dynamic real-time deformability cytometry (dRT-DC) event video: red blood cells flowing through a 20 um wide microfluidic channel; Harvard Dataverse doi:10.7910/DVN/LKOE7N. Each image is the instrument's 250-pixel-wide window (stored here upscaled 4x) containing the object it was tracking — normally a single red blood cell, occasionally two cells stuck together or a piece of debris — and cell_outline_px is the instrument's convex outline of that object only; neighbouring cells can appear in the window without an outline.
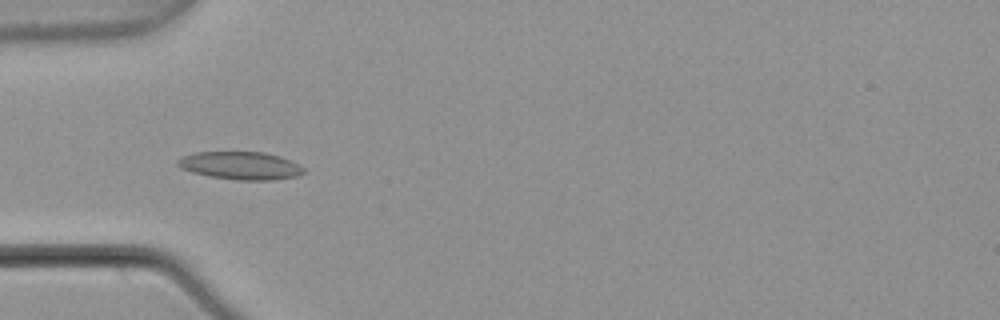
{"species": "common noctule bat (a hibernating species)", "species_latin": "Nyctalus noctula", "temperature_condition": "warm", "stored_images_in_passage": 7, "camera_frame_rate_fps": 3000, "um_per_image_px": 0.085, "animal": {"sex": "male", "body_mass_g": 21.5, "forearm_length_mm": 52.0}, "frame": {"image": 1, "passage_image": 5, "time_ms": 1.333, "image_size_px": [1000, 320], "cell_outline_px": [[304, 172], [296, 176], [272, 180], [236, 180], [208, 176], [192, 172], [180, 168], [176, 164], [176, 160], [184, 156], [196, 152], [264, 152], [280, 156], [300, 164], [304, 168]], "centroid_in_image_um": [20.44, 14.07], "position_along_channel_um": 64.6, "area_um2": 20.52}}
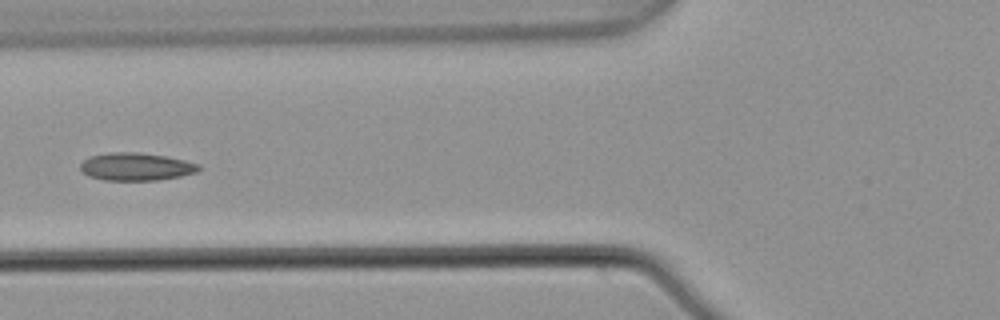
{"frame": {"image": 2, "passage_image": 6, "time_ms": 1.667, "image_size_px": [1000, 320], "cell_outline_px": [[200, 168], [196, 172], [180, 176], [156, 180], [104, 180], [88, 176], [80, 168], [80, 164], [88, 156], [108, 152], [136, 152], [164, 156], [184, 160], [200, 164]], "centroid_in_image_um": [11.53, 14.16], "position_along_channel_um": 114.3, "area_um2": 19.07}}
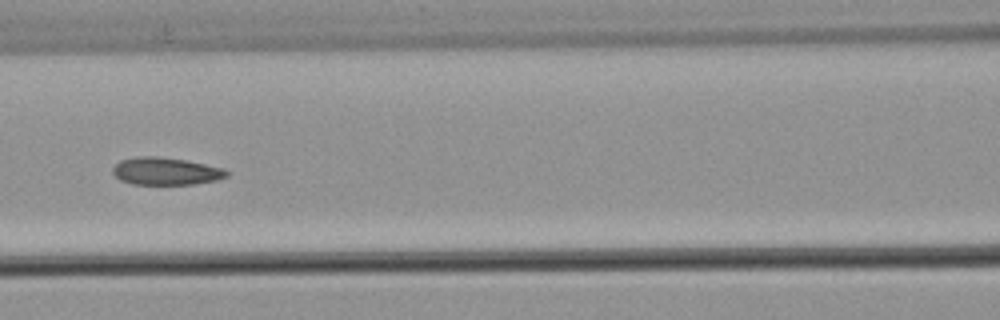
{"frame": {"image": 3, "passage_image": 7, "time_ms": 2.0, "image_size_px": [1000, 320], "cell_outline_px": [[228, 176], [216, 180], [196, 184], [132, 184], [120, 180], [112, 172], [112, 168], [120, 160], [136, 156], [156, 156], [184, 160], [224, 168], [228, 172]], "centroid_in_image_um": [14.07, 14.55], "position_along_channel_um": 152.5, "area_um2": 18.21}}